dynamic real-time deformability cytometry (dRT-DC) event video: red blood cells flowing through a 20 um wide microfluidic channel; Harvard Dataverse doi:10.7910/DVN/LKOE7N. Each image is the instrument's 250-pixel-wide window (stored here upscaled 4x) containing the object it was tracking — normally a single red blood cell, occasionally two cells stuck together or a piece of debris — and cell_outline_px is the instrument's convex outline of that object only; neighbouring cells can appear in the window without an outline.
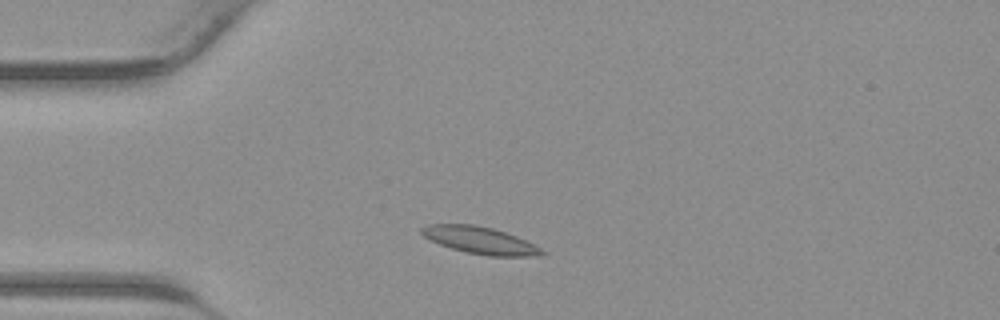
{"species": "common noctule bat (a hibernating species)", "species_latin": "Nyctalus noctula", "temperature_condition": "warm", "stored_images_in_passage": 36, "camera_frame_rate_fps": 3000, "um_per_image_px": 0.085, "animal": {"sex": "male", "body_mass_g": 23.1, "forearm_length_mm": 52.7}, "frame": {"image": 1, "passage_image": 5, "time_ms": 1.333, "image_size_px": [1000, 320], "cell_outline_px": [[548, 252], [544, 256], [488, 256], [468, 252], [452, 248], [440, 244], [424, 236], [420, 232], [420, 228], [428, 224], [472, 224], [492, 228], [516, 236]], "centroid_in_image_um": [40.83, 20.43], "position_along_channel_um": 44.2, "area_um2": 18.79}}
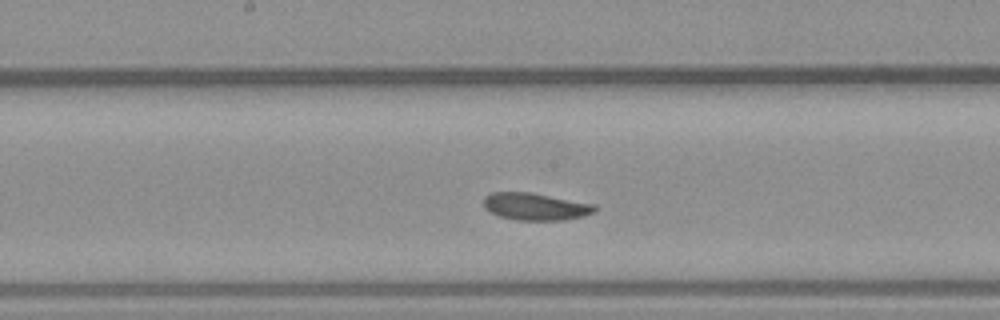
{"frame": {"image": 2, "passage_image": 16, "time_ms": 5.0, "image_size_px": [1000, 320], "cell_outline_px": [[596, 212], [584, 216], [564, 220], [516, 220], [500, 216], [484, 208], [484, 196], [492, 192], [532, 192], [596, 204]], "centroid_in_image_um": [45.55, 17.55], "position_along_channel_um": 202.7, "area_um2": 17.8}}
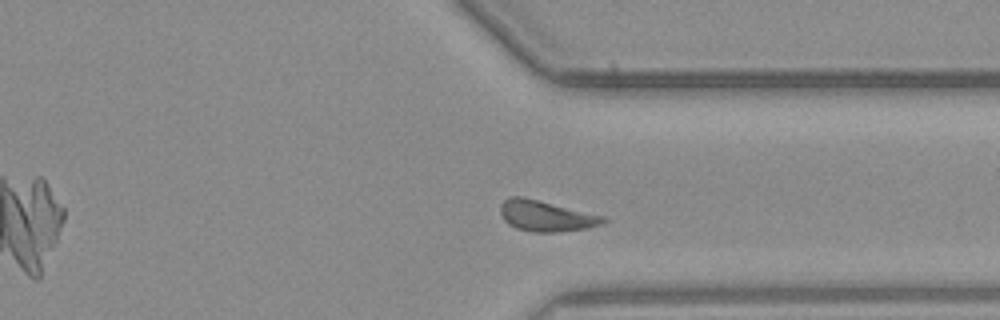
{"frame": {"image": 3, "passage_image": 26, "time_ms": 8.333, "image_size_px": [1000, 320], "cell_outline_px": [[608, 220], [604, 224], [584, 228], [556, 232], [532, 232], [516, 228], [508, 224], [504, 220], [500, 212], [500, 204], [508, 196], [524, 196], [604, 216]], "centroid_in_image_um": [46.38, 18.34], "position_along_channel_um": 365.0, "area_um2": 18.55}}